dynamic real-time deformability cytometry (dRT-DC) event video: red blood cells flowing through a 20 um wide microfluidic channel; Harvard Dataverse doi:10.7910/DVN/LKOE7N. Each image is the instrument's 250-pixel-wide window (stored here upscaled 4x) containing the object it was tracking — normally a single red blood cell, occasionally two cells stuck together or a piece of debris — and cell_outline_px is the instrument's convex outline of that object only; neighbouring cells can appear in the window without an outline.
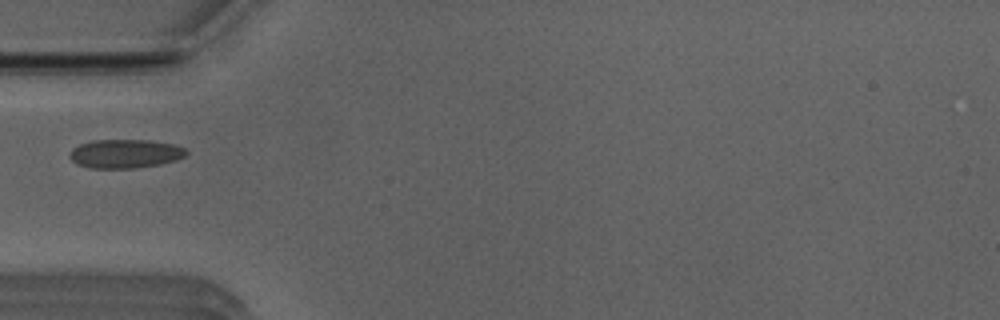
{"species": "Egyptian fruit bat (a non-hibernating species)", "species_latin": "Rousettus aegyptiacus", "temperature_condition": "room temperature", "stored_images_in_passage": 6, "camera_frame_rate_fps": 3000, "um_per_image_px": 0.085, "animal": {"sex": "male"}, "frame": {"image": 1, "passage_image": 1, "time_ms": 0.0, "image_size_px": [1000, 320], "cell_outline_px": [[188, 152], [184, 156], [176, 160], [160, 164], [132, 168], [88, 168], [76, 164], [68, 156], [72, 148], [80, 144], [92, 140], [148, 140], [172, 144], [184, 148]], "centroid_in_image_um": [10.59, 13.06], "position_along_channel_um": 74.4, "area_um2": 19.54}}